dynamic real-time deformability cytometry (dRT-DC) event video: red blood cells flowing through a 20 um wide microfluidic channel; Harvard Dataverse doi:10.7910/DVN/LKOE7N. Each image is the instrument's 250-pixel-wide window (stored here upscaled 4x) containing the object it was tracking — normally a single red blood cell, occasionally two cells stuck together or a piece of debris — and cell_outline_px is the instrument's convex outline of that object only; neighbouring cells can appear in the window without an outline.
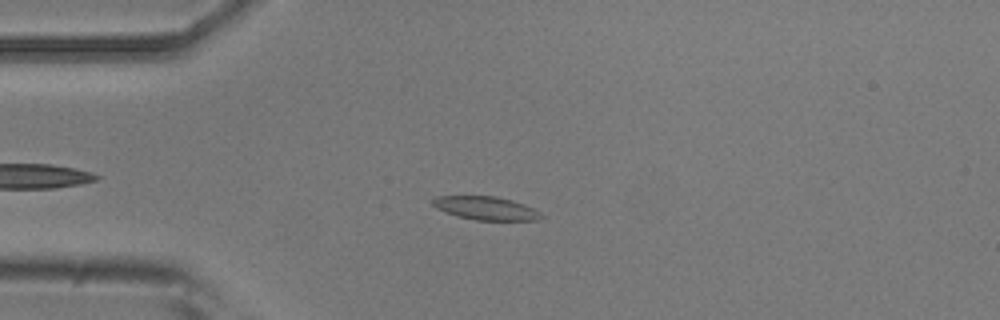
{"species": "common noctule bat (a hibernating species)", "species_latin": "Nyctalus noctula", "temperature_condition": "room temperature", "stored_images_in_passage": 25, "camera_frame_rate_fps": 3000, "um_per_image_px": 0.085, "animal": {"sex": "male", "body_mass_g": 20.5, "forearm_length_mm": 52.5}, "frame": {"image": 1, "passage_image": 9, "time_ms": 2.667, "image_size_px": [1000, 320], "cell_outline_px": [[544, 216], [536, 220], [476, 220], [460, 216], [436, 208], [432, 204], [432, 200], [436, 196], [496, 196], [512, 200], [524, 204], [540, 212]], "centroid_in_image_um": [41.31, 17.69], "position_along_channel_um": 43.7, "area_um2": 14.57}}
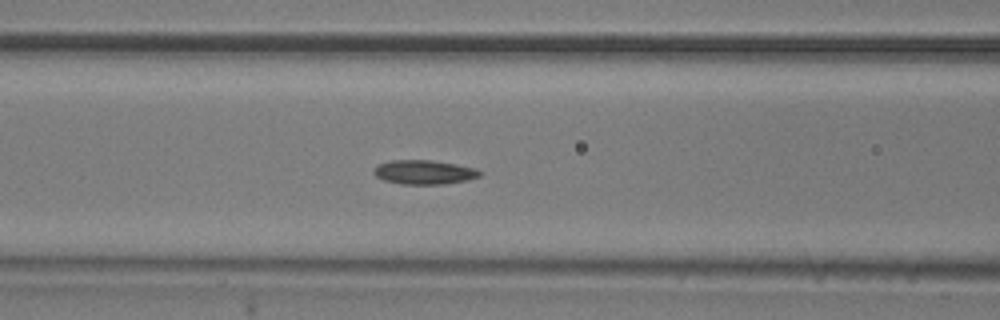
{"frame": {"image": 2, "passage_image": 17, "time_ms": 5.333, "image_size_px": [1000, 320], "cell_outline_px": [[484, 172], [480, 176], [468, 180], [444, 184], [400, 184], [384, 180], [376, 176], [372, 172], [380, 164], [392, 160], [432, 160], [456, 164], [476, 168]], "centroid_in_image_um": [36.1, 14.64], "position_along_channel_um": 130.5, "area_um2": 14.97}}
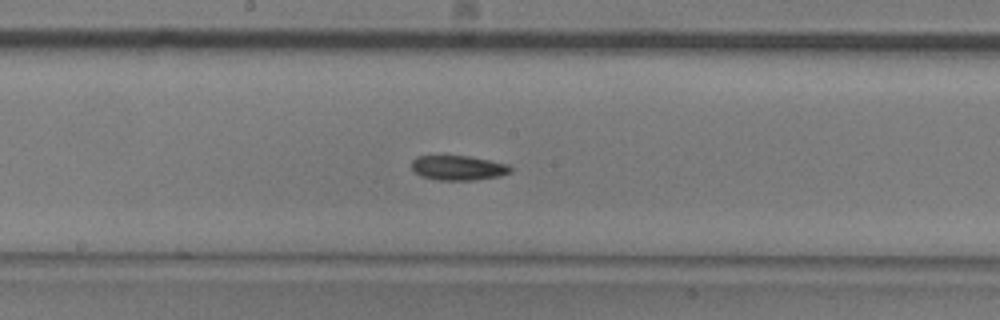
{"frame": {"image": 3, "passage_image": 23, "time_ms": 7.333, "image_size_px": [1000, 320], "cell_outline_px": [[512, 172], [500, 176], [476, 180], [436, 180], [420, 176], [412, 168], [412, 160], [416, 156], [468, 156], [508, 164], [512, 168]], "centroid_in_image_um": [38.96, 14.27], "position_along_channel_um": 209.2, "area_um2": 14.28}}